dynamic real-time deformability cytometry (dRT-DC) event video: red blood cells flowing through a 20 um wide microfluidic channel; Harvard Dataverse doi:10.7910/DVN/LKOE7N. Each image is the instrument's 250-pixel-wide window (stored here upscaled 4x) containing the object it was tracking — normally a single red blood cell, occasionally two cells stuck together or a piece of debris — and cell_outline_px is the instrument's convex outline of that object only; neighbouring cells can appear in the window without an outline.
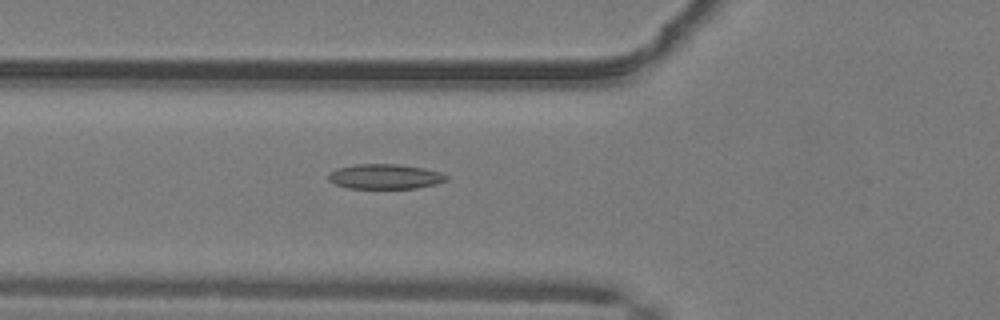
{"species": "common noctule bat (a hibernating species)", "species_latin": "Nyctalus noctula", "temperature_condition": "warm", "stored_images_in_passage": 51, "camera_frame_rate_fps": 3000, "um_per_image_px": 0.085, "animal": {"sex": "male", "body_mass_g": 19.2, "forearm_length_mm": 51.8}, "frame": {"image": 1, "passage_image": 19, "time_ms": 6.0, "image_size_px": [1000, 320], "cell_outline_px": [[448, 180], [436, 184], [416, 188], [348, 188], [336, 184], [328, 180], [328, 172], [336, 168], [356, 164], [400, 164], [424, 168], [440, 172], [448, 176]], "centroid_in_image_um": [32.72, 15.0], "position_along_channel_um": 93.1, "area_um2": 17.22}}
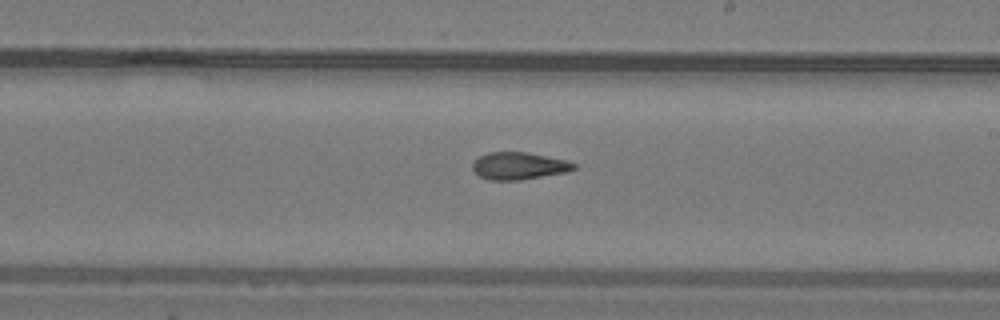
{"frame": {"image": 2, "passage_image": 30, "time_ms": 9.667, "image_size_px": [1000, 320], "cell_outline_px": [[576, 168], [568, 172], [520, 180], [488, 180], [480, 176], [472, 168], [472, 164], [480, 156], [488, 152], [528, 152], [568, 160], [576, 164]], "centroid_in_image_um": [44.14, 14.1], "position_along_channel_um": 244.9, "area_um2": 16.18}}
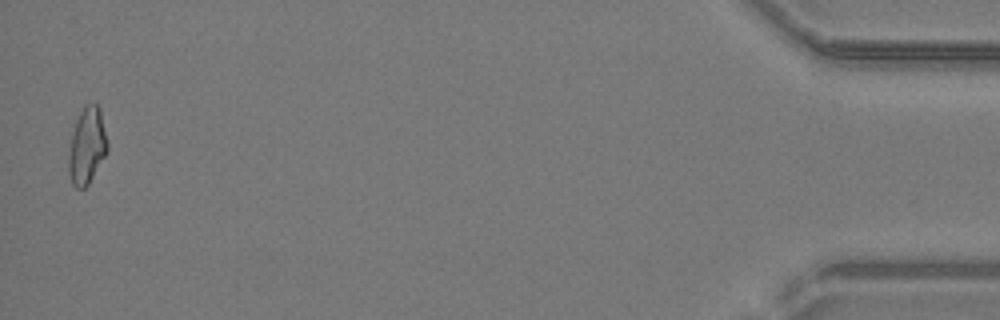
{"frame": {"image": 3, "passage_image": 50, "time_ms": 16.333, "image_size_px": [1000, 320], "cell_outline_px": [[108, 152], [88, 184], [84, 188], [76, 188], [72, 184], [68, 172], [68, 156], [72, 132], [76, 120], [84, 104], [96, 104], [100, 108], [108, 144]], "centroid_in_image_um": [7.39, 12.4], "position_along_channel_um": 427.8, "area_um2": 17.4}, "authors_computed_cell_mechanics": {"area_um2": 16.8776, "velocity_mm_per_s": 4.1318, "shape_relaxation_time_tau1_ms": null, "shape_relaxation_time_tau2_ms": 3.4709, "deformation_change_tau1": null, "deformation_change_tau2": 0.1281}}